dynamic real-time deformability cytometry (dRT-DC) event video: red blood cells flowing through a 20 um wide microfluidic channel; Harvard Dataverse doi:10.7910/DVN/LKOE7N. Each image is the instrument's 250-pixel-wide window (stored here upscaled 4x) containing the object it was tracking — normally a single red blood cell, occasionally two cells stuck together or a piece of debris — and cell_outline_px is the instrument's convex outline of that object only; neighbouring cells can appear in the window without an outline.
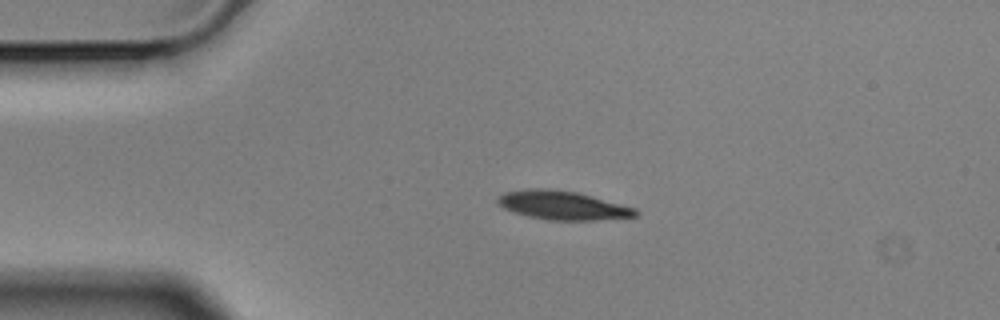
{"species": "Egyptian fruit bat (a non-hibernating species)", "species_latin": "Rousettus aegyptiacus", "temperature_condition": "cold", "stored_images_in_passage": 4, "camera_frame_rate_fps": 3000, "um_per_image_px": 0.085, "animal": {"sex": "male"}, "frame": {"image": 1, "passage_image": 3, "time_ms": 0.667, "image_size_px": [1000, 320], "cell_outline_px": [[640, 212], [636, 216], [596, 220], [548, 220], [528, 216], [512, 212], [496, 204], [496, 200], [504, 192], [528, 188], [548, 188], [576, 192], [592, 196], [636, 208]], "centroid_in_image_um": [47.79, 17.45], "position_along_channel_um": 37.2, "area_um2": 23.18}}